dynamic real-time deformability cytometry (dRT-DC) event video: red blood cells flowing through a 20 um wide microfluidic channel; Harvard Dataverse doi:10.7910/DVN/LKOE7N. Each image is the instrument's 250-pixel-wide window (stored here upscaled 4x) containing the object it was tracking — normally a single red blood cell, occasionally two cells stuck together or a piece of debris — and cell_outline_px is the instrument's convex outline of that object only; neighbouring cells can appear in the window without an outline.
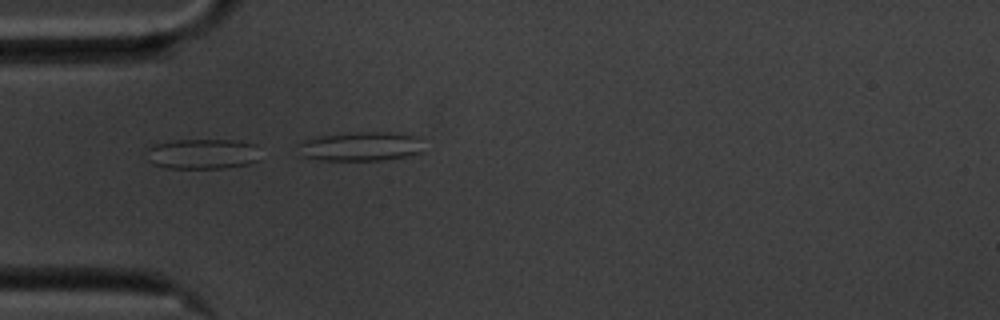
{"species": "common noctule bat (a hibernating species)", "species_latin": "Nyctalus noctula", "temperature_condition": "cold", "stored_images_in_passage": 15, "camera_frame_rate_fps": 3000, "um_per_image_px": 0.085, "animal": {"sex": "male", "body_mass_g": 20.1, "forearm_length_mm": 53.5}, "frame": {"image": 1, "passage_image": 13, "time_ms": 4.0, "image_size_px": [1000, 320], "cell_outline_px": [[256, 160], [248, 164], [224, 168], [164, 168], [152, 164], [148, 160], [148, 148], [156, 144], [176, 140], [232, 140], [256, 144]], "centroid_in_image_um": [17.17, 13.09], "position_along_channel_um": 67.8, "area_um2": 19.83}}